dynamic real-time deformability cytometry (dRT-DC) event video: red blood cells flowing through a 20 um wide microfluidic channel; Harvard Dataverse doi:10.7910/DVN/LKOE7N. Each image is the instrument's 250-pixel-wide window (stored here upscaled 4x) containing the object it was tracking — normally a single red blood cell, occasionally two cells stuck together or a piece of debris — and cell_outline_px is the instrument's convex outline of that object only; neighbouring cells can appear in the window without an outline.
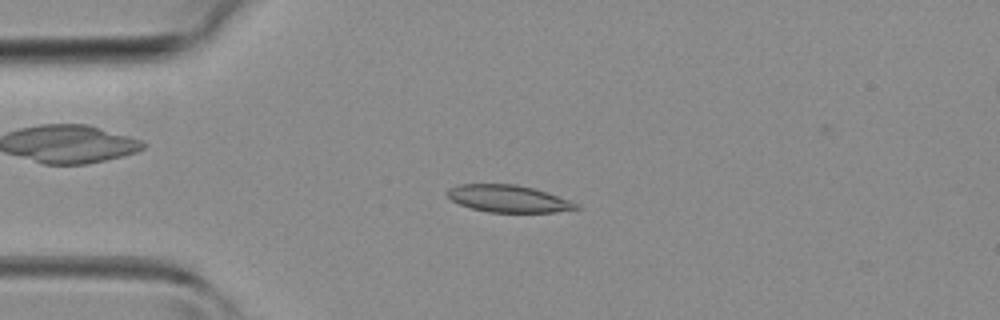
{"species": "common noctule bat (a hibernating species)", "species_latin": "Nyctalus noctula", "temperature_condition": "room temperature", "stored_images_in_passage": 13, "camera_frame_rate_fps": 3000, "um_per_image_px": 0.085, "animal": {"sex": "female", "body_mass_g": 19.3, "forearm_length_mm": 54.1}, "frame": {"image": 1, "passage_image": 10, "time_ms": 3.0, "image_size_px": [1000, 320], "cell_outline_px": [[580, 208], [556, 212], [488, 212], [472, 208], [460, 204], [452, 200], [444, 192], [448, 188], [456, 184], [516, 184], [532, 188], [572, 200], [580, 204]], "centroid_in_image_um": [43.21, 16.88], "position_along_channel_um": 41.8, "area_um2": 20.46}}